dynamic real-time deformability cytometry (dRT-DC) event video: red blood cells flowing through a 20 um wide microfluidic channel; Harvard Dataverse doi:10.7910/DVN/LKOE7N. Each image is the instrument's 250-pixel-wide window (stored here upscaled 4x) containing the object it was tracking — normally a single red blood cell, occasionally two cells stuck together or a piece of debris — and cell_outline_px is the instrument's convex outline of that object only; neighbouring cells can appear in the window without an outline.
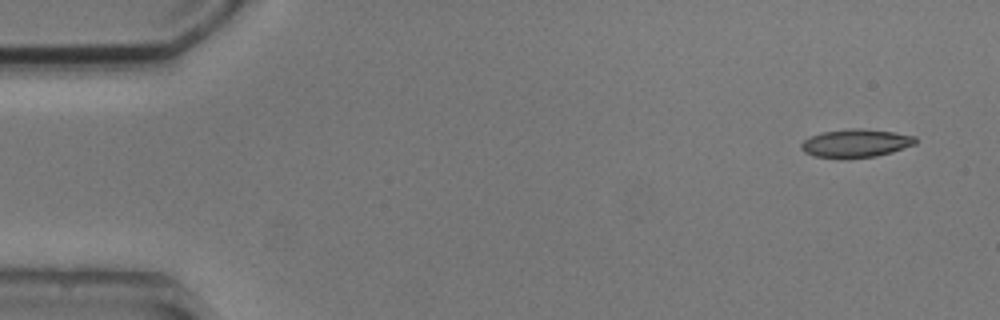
{"species": "common noctule bat (a hibernating species)", "species_latin": "Nyctalus noctula", "temperature_condition": "cold", "stored_images_in_passage": 6, "camera_frame_rate_fps": 3000, "um_per_image_px": 0.085, "animal": {"sex": "male", "body_mass_g": 20.5, "forearm_length_mm": 52.5}, "frame": {"image": 1, "passage_image": 1, "time_ms": 0.0, "image_size_px": [1000, 320], "cell_outline_px": [[916, 144], [892, 152], [876, 156], [816, 156], [804, 152], [800, 148], [800, 144], [808, 136], [824, 132], [848, 128], [860, 128], [896, 132], [916, 136]], "centroid_in_image_um": [72.77, 12.13], "position_along_channel_um": 12.2, "area_um2": 18.38}}
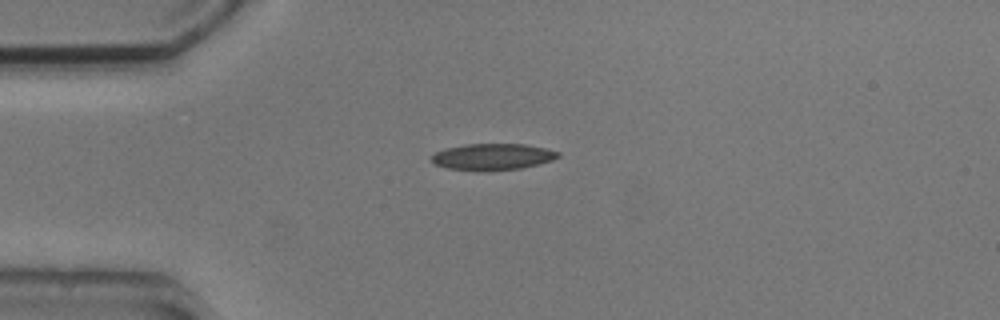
{"frame": {"image": 2, "passage_image": 4, "time_ms": 3.333, "image_size_px": [1000, 320], "cell_outline_px": [[560, 156], [552, 160], [540, 164], [524, 168], [488, 172], [480, 172], [448, 168], [436, 164], [432, 160], [432, 156], [436, 152], [444, 148], [464, 144], [524, 144], [544, 148], [560, 152]], "centroid_in_image_um": [41.89, 13.34], "position_along_channel_um": 43.1, "area_um2": 19.83}}